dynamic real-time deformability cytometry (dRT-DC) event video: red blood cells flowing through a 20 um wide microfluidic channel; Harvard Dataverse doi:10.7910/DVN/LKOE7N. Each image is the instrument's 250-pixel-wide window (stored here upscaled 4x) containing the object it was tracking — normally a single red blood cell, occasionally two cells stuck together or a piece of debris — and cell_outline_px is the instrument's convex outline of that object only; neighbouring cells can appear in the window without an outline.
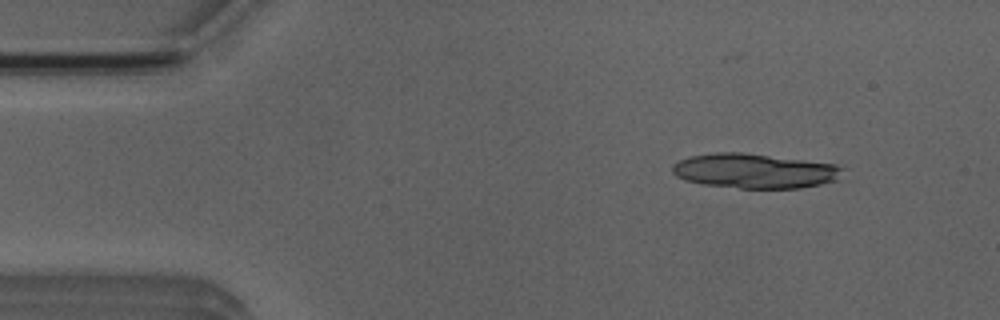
{"species": "Egyptian fruit bat (a non-hibernating species)", "species_latin": "Rousettus aegyptiacus", "temperature_condition": "room temperature", "stored_images_in_passage": 11, "camera_frame_rate_fps": 3000, "um_per_image_px": 0.085, "animal": {"sex": "male"}, "frame": {"image": 1, "passage_image": 1, "time_ms": 0.0, "image_size_px": [1000, 320], "cell_outline_px": [[848, 180], [800, 188], [740, 188], [704, 184], [684, 180], [676, 176], [672, 172], [672, 164], [688, 156], [716, 152], [740, 152], [836, 164], [848, 168]], "centroid_in_image_um": [64.31, 14.54], "position_along_channel_um": 20.7, "area_um2": 35.32}}